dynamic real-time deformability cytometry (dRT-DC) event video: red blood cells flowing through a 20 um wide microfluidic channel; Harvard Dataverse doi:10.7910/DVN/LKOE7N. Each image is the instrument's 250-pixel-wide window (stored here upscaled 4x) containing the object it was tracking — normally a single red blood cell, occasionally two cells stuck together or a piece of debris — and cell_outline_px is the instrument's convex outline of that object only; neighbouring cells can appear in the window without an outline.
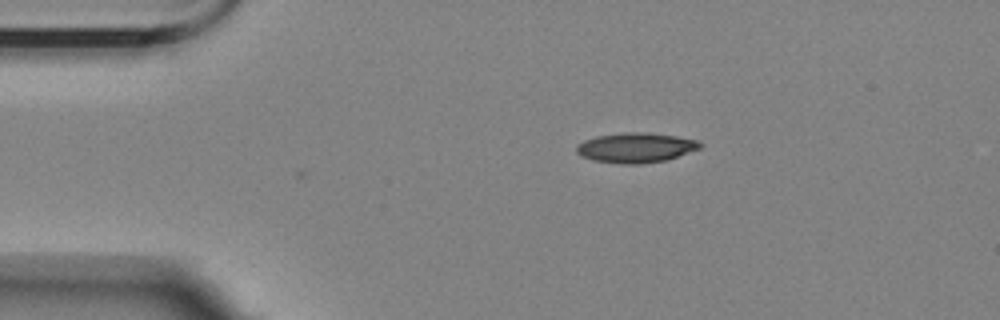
{"species": "Egyptian fruit bat (a non-hibernating species)", "species_latin": "Rousettus aegyptiacus", "temperature_condition": "room temperature", "stored_images_in_passage": 2, "camera_frame_rate_fps": 3000, "um_per_image_px": 0.085, "animal": {"sex": "female"}, "frame": {"image": 1, "passage_image": 1, "time_ms": 0.0, "image_size_px": [1000, 320], "cell_outline_px": [[704, 144], [700, 148], [668, 160], [640, 164], [620, 164], [592, 160], [580, 156], [576, 152], [576, 144], [584, 140], [596, 136], [628, 132], [644, 132], [676, 136], [696, 140]], "centroid_in_image_um": [54.02, 12.56], "position_along_channel_um": 31.0, "area_um2": 21.68}}